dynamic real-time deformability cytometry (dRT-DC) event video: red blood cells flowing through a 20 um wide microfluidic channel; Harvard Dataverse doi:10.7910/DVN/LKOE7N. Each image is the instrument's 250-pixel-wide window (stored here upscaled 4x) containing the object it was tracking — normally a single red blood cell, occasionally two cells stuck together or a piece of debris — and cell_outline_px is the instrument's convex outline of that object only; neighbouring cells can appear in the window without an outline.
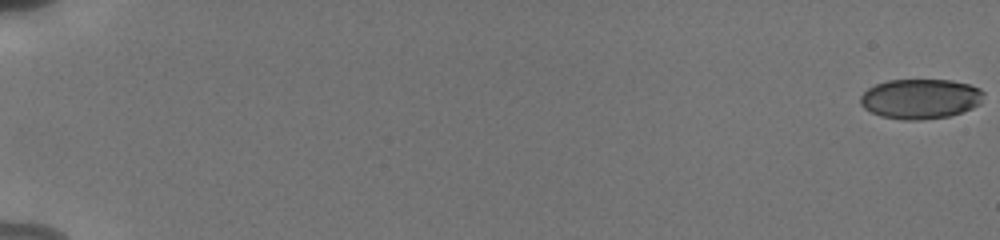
{"species": "human", "species_latin": "Homo sapiens", "temperature_condition": "cold", "stored_images_in_passage": 57, "camera_frame_rate_fps": 3000, "um_per_image_px": 0.085, "donor": {"sex": "male"}, "frame": {"image": 1, "passage_image": 1, "time_ms": 0.0, "image_size_px": [1000, 240], "cell_outline_px": [[984, 92], [980, 104], [972, 108], [948, 116], [920, 120], [904, 120], [880, 116], [864, 108], [860, 104], [860, 96], [868, 88], [876, 84], [888, 80], [952, 80], [968, 84], [980, 88]], "centroid_in_image_um": [78.22, 8.39], "position_along_channel_um": 6.8, "area_um2": 28.67}}
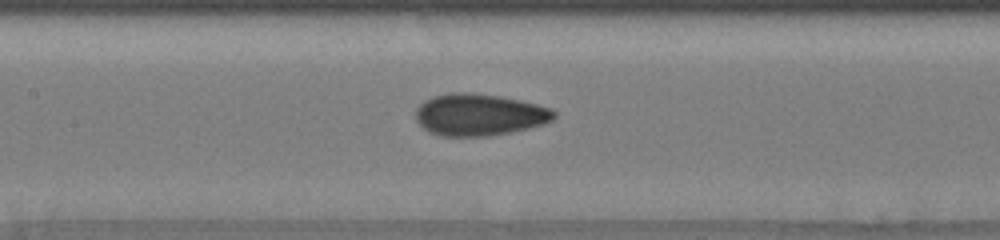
{"frame": {"image": 2, "passage_image": 30, "time_ms": 9.667, "image_size_px": [1000, 240], "cell_outline_px": [[556, 116], [552, 120], [544, 124], [512, 132], [488, 136], [440, 136], [428, 132], [416, 120], [416, 108], [424, 100], [432, 96], [452, 92], [472, 92], [500, 96], [520, 100], [552, 108], [556, 112]], "centroid_in_image_um": [40.73, 9.75], "position_along_channel_um": 166.7, "area_um2": 34.04}}
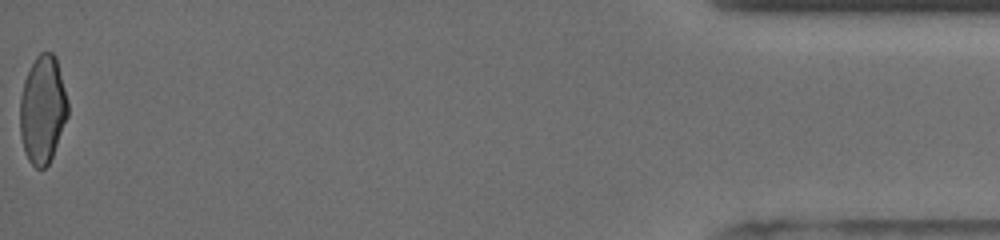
{"frame": {"image": 3, "passage_image": 57, "time_ms": 18.667, "image_size_px": [1000, 240], "cell_outline_px": [[68, 116], [52, 156], [48, 164], [44, 168], [36, 168], [28, 160], [24, 152], [20, 136], [20, 96], [24, 80], [36, 56], [40, 52], [52, 52], [56, 56], [68, 100]], "centroid_in_image_um": [3.62, 9.3], "position_along_channel_um": 431.6, "area_um2": 30.17}, "authors_computed_cell_mechanics": {"area_um2": 30.9808, "velocity_mm_per_s": 3.8386, "shape_relaxation_time_tau1_ms": 7.0247, "shape_relaxation_time_tau2_ms": 1.0415, "deformation_change_tau1": 0.1642, "deformation_change_tau2": 0.0614}}